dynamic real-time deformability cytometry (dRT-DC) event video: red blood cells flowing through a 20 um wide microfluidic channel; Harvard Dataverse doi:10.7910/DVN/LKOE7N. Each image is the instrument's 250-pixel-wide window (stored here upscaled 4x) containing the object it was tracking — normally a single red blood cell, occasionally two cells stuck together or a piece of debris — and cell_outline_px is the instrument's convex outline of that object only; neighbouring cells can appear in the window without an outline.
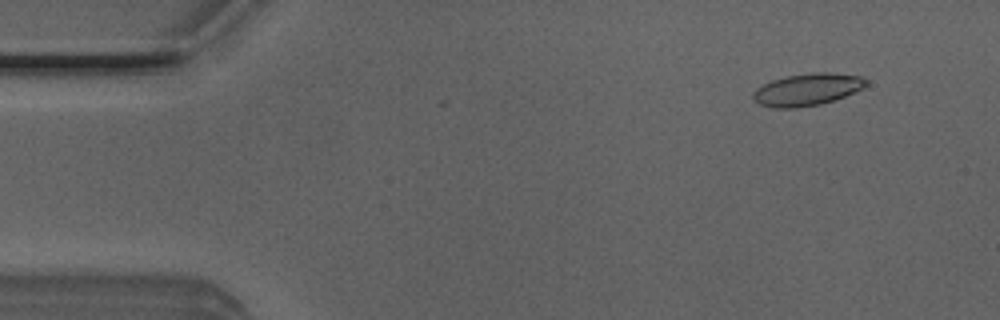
{"species": "Egyptian fruit bat (a non-hibernating species)", "species_latin": "Rousettus aegyptiacus", "temperature_condition": "room temperature", "stored_images_in_passage": 40, "camera_frame_rate_fps": 3000, "um_per_image_px": 0.085, "animal": {"sex": "male"}, "frame": {"image": 1, "passage_image": 1, "time_ms": 0.0, "image_size_px": [1000, 320], "cell_outline_px": [[868, 84], [864, 88], [844, 96], [820, 104], [796, 108], [776, 108], [760, 104], [752, 100], [752, 92], [756, 88], [772, 80], [784, 76], [812, 72], [828, 72], [860, 76], [868, 80]], "centroid_in_image_um": [68.6, 7.6], "position_along_channel_um": 16.4, "area_um2": 21.27}}
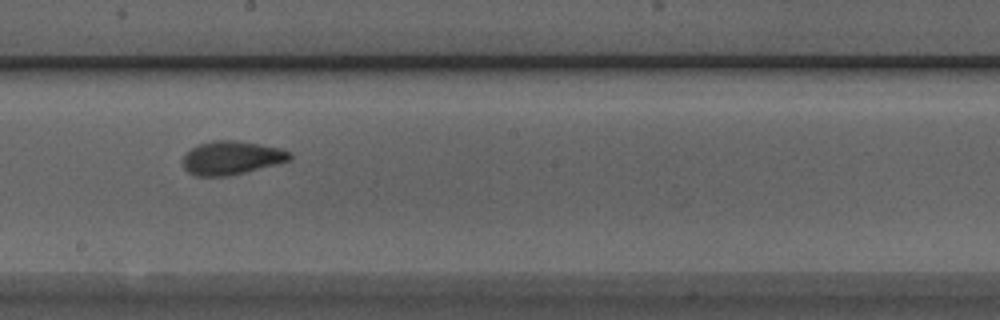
{"frame": {"image": 2, "passage_image": 24, "time_ms": 7.667, "image_size_px": [1000, 320], "cell_outline_px": [[292, 156], [288, 160], [276, 164], [228, 176], [196, 176], [188, 172], [184, 168], [184, 156], [192, 148], [200, 144], [212, 140], [236, 140], [260, 144], [280, 148], [292, 152]], "centroid_in_image_um": [19.69, 13.41], "position_along_channel_um": 228.5, "area_um2": 20.69}}
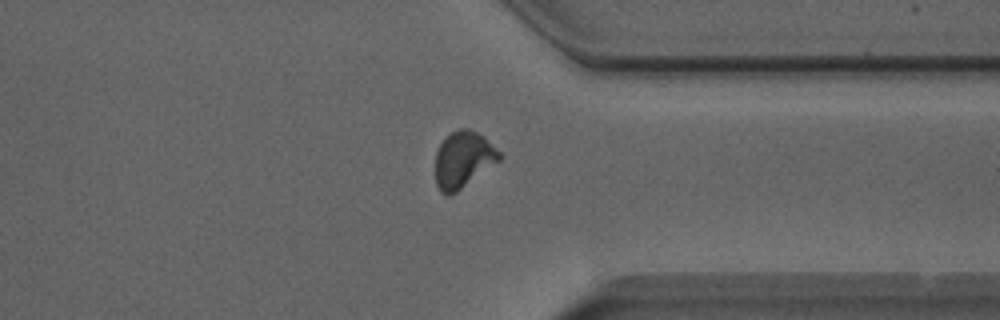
{"frame": {"image": 3, "passage_image": 35, "time_ms": 11.333, "image_size_px": [1000, 320], "cell_outline_px": [[504, 156], [500, 160], [456, 192], [448, 196], [440, 192], [436, 184], [436, 152], [440, 144], [452, 132], [460, 128], [468, 128], [484, 136]], "centroid_in_image_um": [39.38, 13.56], "position_along_channel_um": 372.0, "area_um2": 20.87}, "authors_computed_cell_mechanics": {"area_um2": 20.6924, "velocity_mm_per_s": 4.0183, "shape_relaxation_time_tau1_ms": 3.8526, "shape_relaxation_time_tau2_ms": 1.1089, "deformation_change_tau1": 0.1548, "deformation_change_tau2": 0.0598}}